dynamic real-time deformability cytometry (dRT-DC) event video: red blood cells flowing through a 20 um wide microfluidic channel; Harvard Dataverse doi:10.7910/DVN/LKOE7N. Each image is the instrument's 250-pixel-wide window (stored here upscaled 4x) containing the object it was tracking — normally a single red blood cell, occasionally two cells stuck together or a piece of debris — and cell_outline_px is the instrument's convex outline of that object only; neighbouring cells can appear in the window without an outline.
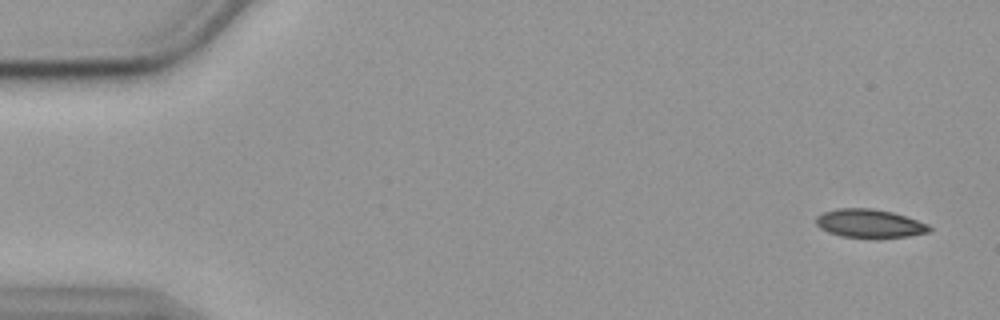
{"species": "common noctule bat (a hibernating species)", "species_latin": "Nyctalus noctula", "temperature_condition": "cold", "stored_images_in_passage": 54, "camera_frame_rate_fps": 3000, "um_per_image_px": 0.085, "animal": {"sex": "female", "body_mass_g": 19.9}, "frame": {"image": 1, "passage_image": 1, "time_ms": 0.0, "image_size_px": [1000, 320], "cell_outline_px": [[932, 232], [908, 236], [880, 240], [868, 240], [840, 236], [828, 232], [820, 228], [816, 224], [816, 216], [824, 212], [836, 208], [872, 208], [892, 212], [928, 224], [932, 228]], "centroid_in_image_um": [73.92, 19.04], "position_along_channel_um": 11.1, "area_um2": 19.54}}
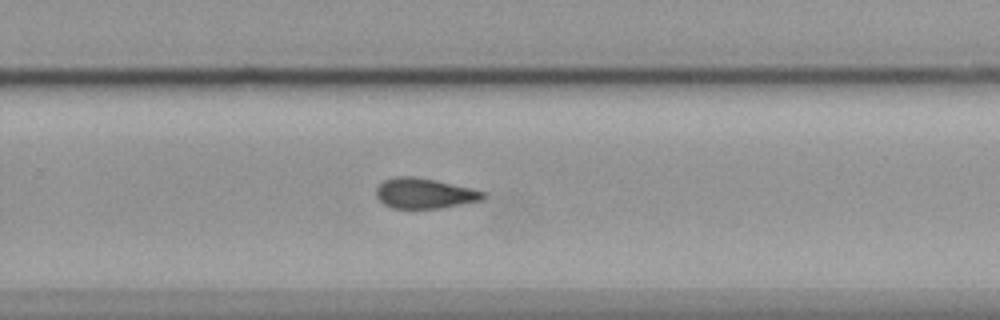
{"frame": {"image": 2, "passage_image": 35, "time_ms": 11.333, "image_size_px": [1000, 320], "cell_outline_px": [[488, 196], [484, 200], [440, 208], [392, 208], [384, 204], [376, 196], [376, 188], [384, 180], [396, 176], [416, 176], [436, 180], [472, 188], [484, 192]], "centroid_in_image_um": [36.11, 16.43], "position_along_channel_um": 293.7, "area_um2": 19.02}}
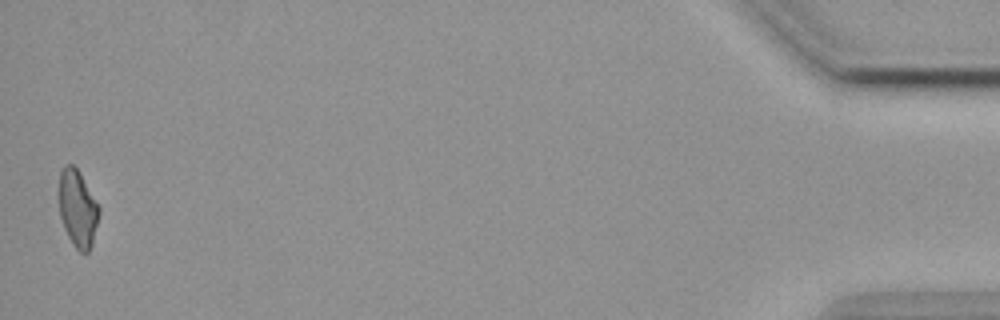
{"frame": {"image": 3, "passage_image": 54, "time_ms": 17.667, "image_size_px": [1000, 320], "cell_outline_px": [[100, 212], [92, 244], [88, 252], [80, 252], [72, 244], [64, 228], [60, 216], [60, 172], [64, 164], [72, 164], [76, 168], [100, 208]], "centroid_in_image_um": [6.6, 17.75], "position_along_channel_um": 428.6, "area_um2": 17.57}, "authors_computed_cell_mechanics": {"area_um2": 19.5364, "velocity_mm_per_s": 3.5741, "shape_relaxation_time_tau1_ms": null, "shape_relaxation_time_tau2_ms": 6.6504, "deformation_change_tau1": null, "deformation_change_tau2": 0.1376}}